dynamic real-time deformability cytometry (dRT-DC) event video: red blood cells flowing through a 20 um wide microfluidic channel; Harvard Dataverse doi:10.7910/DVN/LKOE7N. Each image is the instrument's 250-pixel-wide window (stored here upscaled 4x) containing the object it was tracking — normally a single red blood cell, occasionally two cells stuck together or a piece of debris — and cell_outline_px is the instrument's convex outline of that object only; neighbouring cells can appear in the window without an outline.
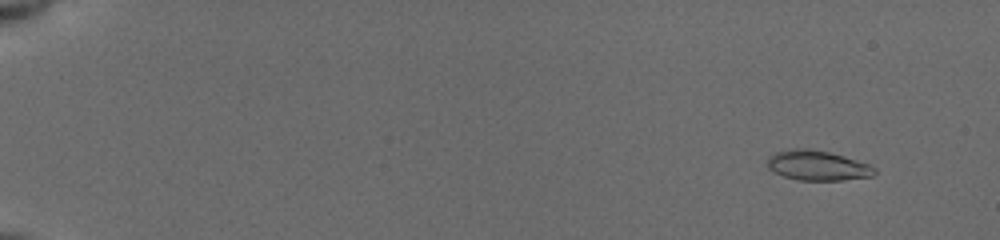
{"species": "common noctule bat (a hibernating species)", "species_latin": "Nyctalus noctula", "temperature_condition": "cold", "stored_images_in_passage": 29, "camera_frame_rate_fps": 3000, "um_per_image_px": 0.085, "animal": {"sex": "female", "body_mass_g": 19.5, "forearm_length_mm": 54.1}, "frame": {"image": 1, "passage_image": 5, "time_ms": 1.333, "image_size_px": [1000, 240], "cell_outline_px": [[876, 172], [872, 176], [840, 180], [796, 180], [784, 176], [768, 168], [768, 156], [776, 152], [796, 148], [808, 148], [828, 152], [844, 156], [868, 164], [876, 168]], "centroid_in_image_um": [69.48, 14.06], "position_along_channel_um": 15.5, "area_um2": 18.5}}
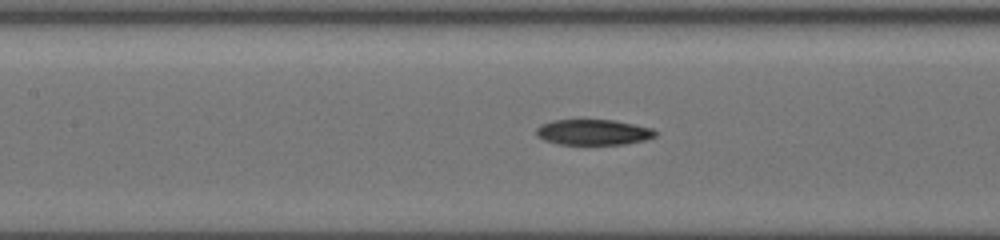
{"frame": {"image": 2, "passage_image": 23, "time_ms": 9.0, "image_size_px": [1000, 240], "cell_outline_px": [[656, 136], [644, 140], [624, 144], [560, 144], [544, 140], [536, 136], [536, 128], [540, 124], [552, 120], [616, 120], [652, 128], [656, 132]], "centroid_in_image_um": [50.4, 11.23], "position_along_channel_um": 157.0, "area_um2": 17.74}}
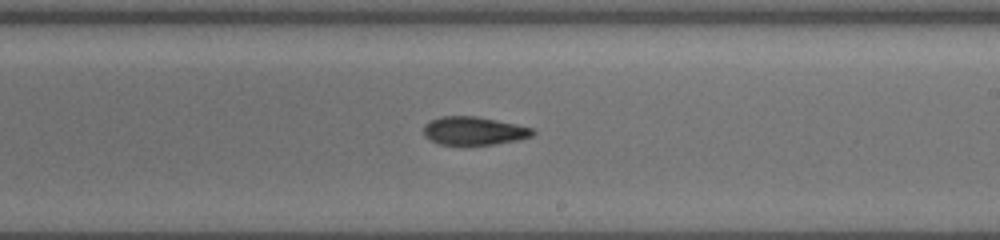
{"frame": {"image": 3, "passage_image": 29, "time_ms": 11.333, "image_size_px": [1000, 240], "cell_outline_px": [[536, 132], [532, 136], [520, 140], [496, 144], [468, 148], [440, 144], [428, 140], [424, 136], [424, 124], [440, 116], [476, 116], [516, 124], [532, 128]], "centroid_in_image_um": [40.26, 11.17], "position_along_channel_um": 248.7, "area_um2": 18.79}}